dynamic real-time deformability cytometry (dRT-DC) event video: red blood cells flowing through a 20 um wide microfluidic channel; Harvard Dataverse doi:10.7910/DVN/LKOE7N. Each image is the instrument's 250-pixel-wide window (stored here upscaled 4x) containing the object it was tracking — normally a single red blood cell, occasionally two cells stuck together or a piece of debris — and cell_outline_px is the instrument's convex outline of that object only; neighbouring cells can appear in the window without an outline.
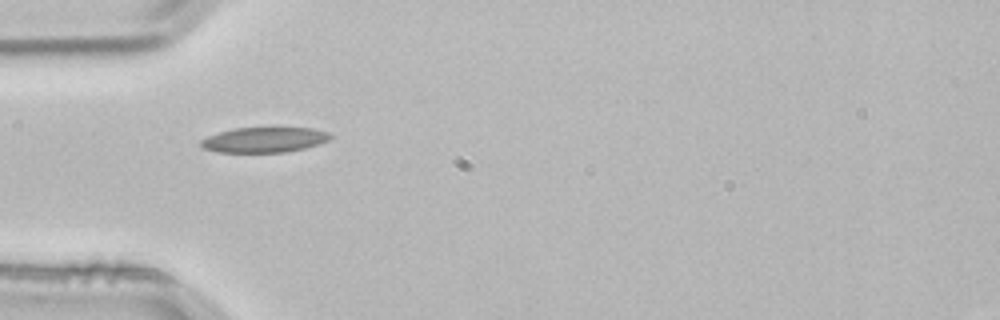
{"species": "common noctule bat (a hibernating species)", "species_latin": "Nyctalus noctula", "temperature_condition": "room temperature", "stored_images_in_passage": 1, "camera_frame_rate_fps": 3000, "um_per_image_px": 0.085, "animal": {"sex": "male", "body_mass_g": 21.5, "forearm_length_mm": 52.0}, "frame": {"image": 1, "passage_image": 1, "time_ms": 0.0, "image_size_px": [1000, 320], "cell_outline_px": [[332, 136], [328, 140], [320, 144], [304, 148], [284, 152], [216, 152], [204, 148], [200, 144], [200, 140], [208, 136], [220, 132], [236, 128], [276, 124], [312, 128], [328, 132]], "centroid_in_image_um": [22.52, 11.82], "position_along_channel_um": 62.5, "area_um2": 19.94}}